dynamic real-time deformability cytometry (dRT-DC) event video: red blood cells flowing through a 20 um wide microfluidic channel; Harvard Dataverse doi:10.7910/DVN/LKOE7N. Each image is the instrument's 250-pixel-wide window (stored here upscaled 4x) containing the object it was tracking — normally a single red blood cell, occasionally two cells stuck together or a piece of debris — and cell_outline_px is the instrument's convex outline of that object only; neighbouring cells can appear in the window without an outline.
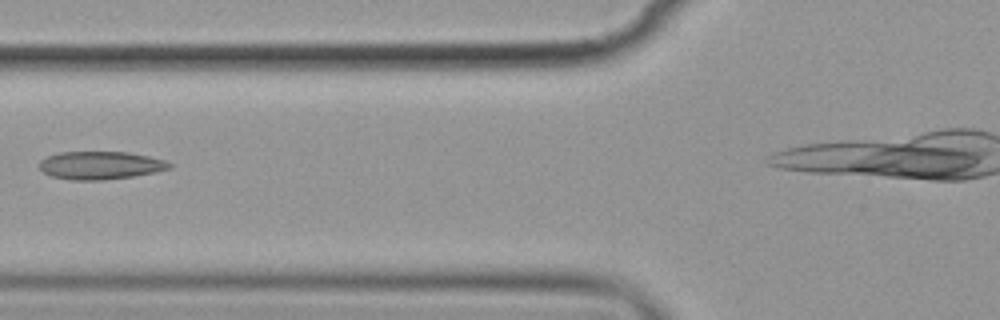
{"species": "common noctule bat (a hibernating species)", "species_latin": "Nyctalus noctula", "temperature_condition": "cold", "stored_images_in_passage": 7, "segment_of_instrument_passage": [1, 2], "camera_frame_rate_fps": 3000, "um_per_image_px": 0.085, "animal": {"sex": "female", "body_mass_g": 19.9}, "frame": {"image": 1, "passage_image": 4, "time_ms": 3.667, "image_size_px": [1000, 320], "cell_outline_px": [[172, 168], [156, 172], [132, 176], [104, 180], [72, 180], [52, 176], [44, 172], [40, 168], [40, 160], [48, 156], [60, 152], [128, 152], [148, 156], [164, 160], [172, 164]], "centroid_in_image_um": [8.55, 14.05], "position_along_channel_um": 117.2, "area_um2": 21.1}}
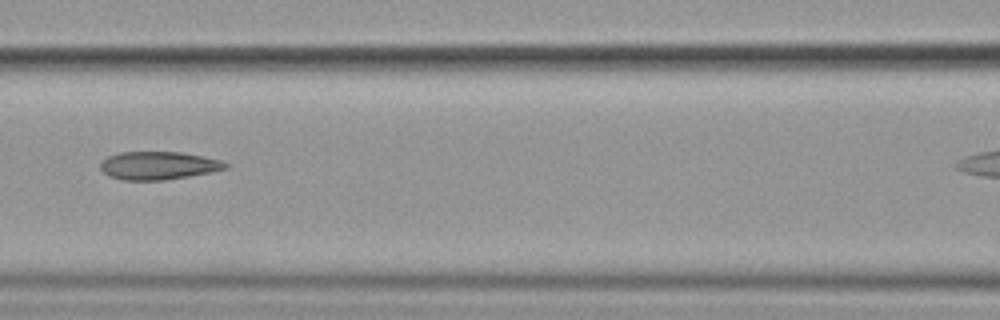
{"frame": {"image": 2, "passage_image": 5, "time_ms": 4.667, "image_size_px": [1000, 320], "cell_outline_px": [[228, 168], [212, 172], [164, 180], [120, 180], [108, 176], [100, 168], [100, 164], [108, 156], [120, 152], [184, 152], [204, 156], [220, 160], [228, 164]], "centroid_in_image_um": [13.47, 14.07], "position_along_channel_um": 153.1, "area_um2": 20.52}}
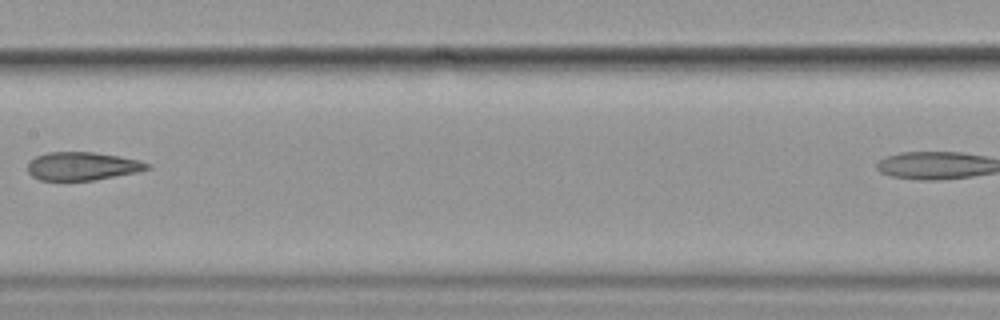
{"frame": {"image": 3, "passage_image": 6, "time_ms": 6.0, "image_size_px": [1000, 320], "cell_outline_px": [[152, 168], [136, 172], [92, 180], [40, 180], [32, 176], [28, 172], [28, 164], [36, 156], [48, 152], [92, 152], [120, 156], [140, 160], [152, 164]], "centroid_in_image_um": [7.03, 14.11], "position_along_channel_um": 200.4, "area_um2": 19.59}}